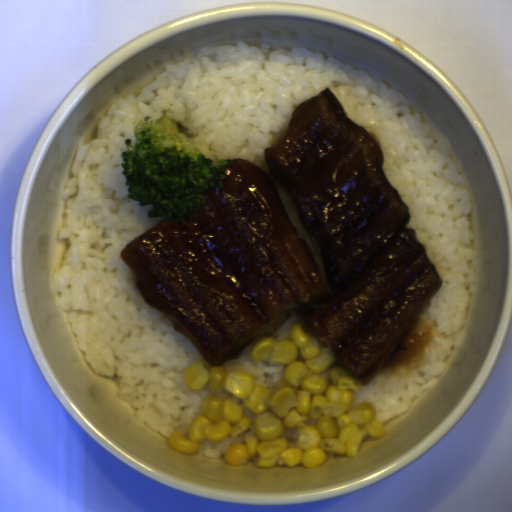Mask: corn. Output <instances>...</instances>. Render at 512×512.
Masks as SVG:
<instances>
[{
	"label": "corn",
	"mask_w": 512,
	"mask_h": 512,
	"mask_svg": "<svg viewBox=\"0 0 512 512\" xmlns=\"http://www.w3.org/2000/svg\"><path fill=\"white\" fill-rule=\"evenodd\" d=\"M290 336L287 341L262 337L249 349L255 362L270 358L285 364L272 393L248 372L210 365L205 358L185 369L188 387L198 391L208 384L210 393L200 401V414L189 422L187 434L175 432L168 446L192 454L204 440L218 444L250 429L244 443L224 452L227 464L237 466L258 454L261 467L283 461L317 468L326 462V453L356 456L366 438H383L386 428L372 402L350 406L352 390L361 389L362 382L338 364L329 383L322 372L336 358L328 347L301 321L291 327Z\"/></svg>",
	"instance_id": "51d56268"
}]
</instances>
